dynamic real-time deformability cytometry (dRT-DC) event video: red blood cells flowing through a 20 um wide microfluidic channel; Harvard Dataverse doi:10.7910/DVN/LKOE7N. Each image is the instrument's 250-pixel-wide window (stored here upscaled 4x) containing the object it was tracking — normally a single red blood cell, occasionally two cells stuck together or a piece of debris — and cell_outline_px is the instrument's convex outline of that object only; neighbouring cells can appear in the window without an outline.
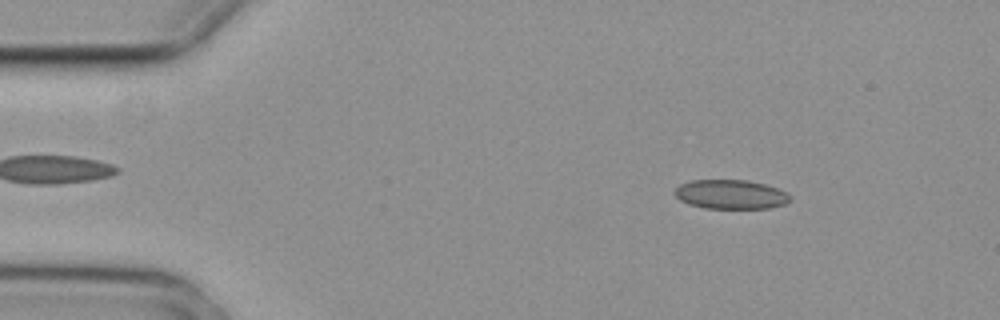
{"species": "common noctule bat (a hibernating species)", "species_latin": "Nyctalus noctula", "temperature_condition": "cold", "stored_images_in_passage": 4, "camera_frame_rate_fps": 3000, "um_per_image_px": 0.085, "animal": {"sex": "female", "body_mass_g": 29.2, "forearm_length_mm": 56.3}, "frame": {"image": 1, "passage_image": 2, "time_ms": 0.333, "image_size_px": [1000, 320], "cell_outline_px": [[792, 200], [784, 204], [768, 208], [704, 208], [688, 204], [680, 200], [672, 192], [680, 184], [688, 180], [748, 180], [764, 184], [788, 192], [792, 196]], "centroid_in_image_um": [62.1, 16.52], "position_along_channel_um": 22.9, "area_um2": 19.83}}
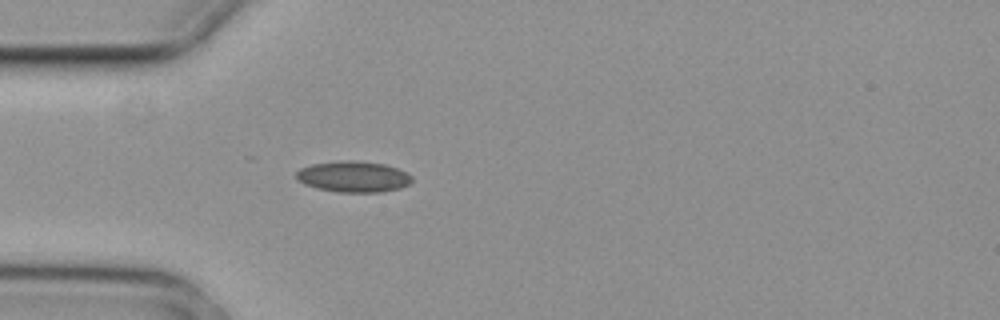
{"frame": {"image": 2, "passage_image": 4, "time_ms": 1.0, "image_size_px": [1000, 320], "cell_outline_px": [[412, 180], [408, 184], [400, 188], [380, 192], [340, 192], [316, 188], [304, 184], [296, 176], [296, 172], [300, 168], [312, 164], [348, 160], [384, 164], [396, 168], [412, 176]], "centroid_in_image_um": [30.03, 15.02], "position_along_channel_um": 55.0, "area_um2": 20.58}}